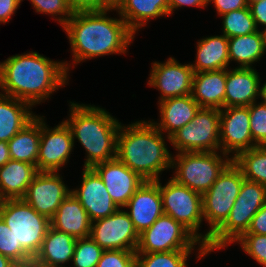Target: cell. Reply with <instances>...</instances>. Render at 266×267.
Returning a JSON list of instances; mask_svg holds the SVG:
<instances>
[{"mask_svg": "<svg viewBox=\"0 0 266 267\" xmlns=\"http://www.w3.org/2000/svg\"><path fill=\"white\" fill-rule=\"evenodd\" d=\"M70 67L67 61H53L33 51L10 56L1 62L0 93L33 107L67 85Z\"/></svg>", "mask_w": 266, "mask_h": 267, "instance_id": "1", "label": "cell"}, {"mask_svg": "<svg viewBox=\"0 0 266 267\" xmlns=\"http://www.w3.org/2000/svg\"><path fill=\"white\" fill-rule=\"evenodd\" d=\"M116 9L79 10L63 26L73 54L74 65L111 54H126L135 34L120 17H108Z\"/></svg>", "mask_w": 266, "mask_h": 267, "instance_id": "2", "label": "cell"}, {"mask_svg": "<svg viewBox=\"0 0 266 267\" xmlns=\"http://www.w3.org/2000/svg\"><path fill=\"white\" fill-rule=\"evenodd\" d=\"M164 136L153 120H139L127 127L121 124L116 158L145 181H157L172 163Z\"/></svg>", "mask_w": 266, "mask_h": 267, "instance_id": "3", "label": "cell"}, {"mask_svg": "<svg viewBox=\"0 0 266 267\" xmlns=\"http://www.w3.org/2000/svg\"><path fill=\"white\" fill-rule=\"evenodd\" d=\"M69 103L70 116L63 121L70 128L74 143L77 139L87 153L84 168L115 159L121 122L98 106Z\"/></svg>", "mask_w": 266, "mask_h": 267, "instance_id": "4", "label": "cell"}, {"mask_svg": "<svg viewBox=\"0 0 266 267\" xmlns=\"http://www.w3.org/2000/svg\"><path fill=\"white\" fill-rule=\"evenodd\" d=\"M266 203V186L244 179L239 195L226 221L204 246L207 254L229 247L250 227L252 218Z\"/></svg>", "mask_w": 266, "mask_h": 267, "instance_id": "5", "label": "cell"}, {"mask_svg": "<svg viewBox=\"0 0 266 267\" xmlns=\"http://www.w3.org/2000/svg\"><path fill=\"white\" fill-rule=\"evenodd\" d=\"M231 162L230 154L217 151L180 152L172 156L171 168L175 169L172 179L203 195Z\"/></svg>", "mask_w": 266, "mask_h": 267, "instance_id": "6", "label": "cell"}, {"mask_svg": "<svg viewBox=\"0 0 266 267\" xmlns=\"http://www.w3.org/2000/svg\"><path fill=\"white\" fill-rule=\"evenodd\" d=\"M0 217L12 231L16 243L34 258L51 226L50 219L39 214L23 199L1 200Z\"/></svg>", "mask_w": 266, "mask_h": 267, "instance_id": "7", "label": "cell"}, {"mask_svg": "<svg viewBox=\"0 0 266 267\" xmlns=\"http://www.w3.org/2000/svg\"><path fill=\"white\" fill-rule=\"evenodd\" d=\"M244 179L241 170L232 161L202 195L203 218L210 225L205 233V245L228 218Z\"/></svg>", "mask_w": 266, "mask_h": 267, "instance_id": "8", "label": "cell"}, {"mask_svg": "<svg viewBox=\"0 0 266 267\" xmlns=\"http://www.w3.org/2000/svg\"><path fill=\"white\" fill-rule=\"evenodd\" d=\"M198 244V260L207 255L202 243L181 223L163 214L150 228L139 234L136 253L194 250Z\"/></svg>", "mask_w": 266, "mask_h": 267, "instance_id": "9", "label": "cell"}, {"mask_svg": "<svg viewBox=\"0 0 266 267\" xmlns=\"http://www.w3.org/2000/svg\"><path fill=\"white\" fill-rule=\"evenodd\" d=\"M169 142L178 153L220 150V109L200 107L194 118L175 132Z\"/></svg>", "mask_w": 266, "mask_h": 267, "instance_id": "10", "label": "cell"}, {"mask_svg": "<svg viewBox=\"0 0 266 267\" xmlns=\"http://www.w3.org/2000/svg\"><path fill=\"white\" fill-rule=\"evenodd\" d=\"M159 179L163 212L188 229L205 246V234L198 233L203 221L202 194L193 191L174 179L168 180L165 186Z\"/></svg>", "mask_w": 266, "mask_h": 267, "instance_id": "11", "label": "cell"}, {"mask_svg": "<svg viewBox=\"0 0 266 267\" xmlns=\"http://www.w3.org/2000/svg\"><path fill=\"white\" fill-rule=\"evenodd\" d=\"M90 237L103 250L136 251L139 243L128 211L120 208L106 218L93 221Z\"/></svg>", "mask_w": 266, "mask_h": 267, "instance_id": "12", "label": "cell"}, {"mask_svg": "<svg viewBox=\"0 0 266 267\" xmlns=\"http://www.w3.org/2000/svg\"><path fill=\"white\" fill-rule=\"evenodd\" d=\"M44 118L40 116L37 170L38 172H59L71 156L74 147L72 133L64 121L51 129L47 127Z\"/></svg>", "mask_w": 266, "mask_h": 267, "instance_id": "13", "label": "cell"}, {"mask_svg": "<svg viewBox=\"0 0 266 267\" xmlns=\"http://www.w3.org/2000/svg\"><path fill=\"white\" fill-rule=\"evenodd\" d=\"M256 146L250 130L249 106L220 109V152L234 154L233 159Z\"/></svg>", "mask_w": 266, "mask_h": 267, "instance_id": "14", "label": "cell"}, {"mask_svg": "<svg viewBox=\"0 0 266 267\" xmlns=\"http://www.w3.org/2000/svg\"><path fill=\"white\" fill-rule=\"evenodd\" d=\"M58 172H38L22 198L28 205L51 219L71 189Z\"/></svg>", "mask_w": 266, "mask_h": 267, "instance_id": "15", "label": "cell"}, {"mask_svg": "<svg viewBox=\"0 0 266 267\" xmlns=\"http://www.w3.org/2000/svg\"><path fill=\"white\" fill-rule=\"evenodd\" d=\"M148 85L161 92L159 102L192 93L193 69L170 57L165 63L153 62Z\"/></svg>", "mask_w": 266, "mask_h": 267, "instance_id": "16", "label": "cell"}, {"mask_svg": "<svg viewBox=\"0 0 266 267\" xmlns=\"http://www.w3.org/2000/svg\"><path fill=\"white\" fill-rule=\"evenodd\" d=\"M92 169L104 182L107 192L119 208H124L145 181L117 158L96 164Z\"/></svg>", "mask_w": 266, "mask_h": 267, "instance_id": "17", "label": "cell"}, {"mask_svg": "<svg viewBox=\"0 0 266 267\" xmlns=\"http://www.w3.org/2000/svg\"><path fill=\"white\" fill-rule=\"evenodd\" d=\"M83 170L80 187L71 189V193L85 208L91 222L110 216L119 207L107 192L99 175L92 168Z\"/></svg>", "mask_w": 266, "mask_h": 267, "instance_id": "18", "label": "cell"}, {"mask_svg": "<svg viewBox=\"0 0 266 267\" xmlns=\"http://www.w3.org/2000/svg\"><path fill=\"white\" fill-rule=\"evenodd\" d=\"M124 208H129V216L138 234L150 228L164 214L159 180L144 181Z\"/></svg>", "mask_w": 266, "mask_h": 267, "instance_id": "19", "label": "cell"}, {"mask_svg": "<svg viewBox=\"0 0 266 267\" xmlns=\"http://www.w3.org/2000/svg\"><path fill=\"white\" fill-rule=\"evenodd\" d=\"M227 68L225 107L250 106L259 97L261 84L253 68Z\"/></svg>", "mask_w": 266, "mask_h": 267, "instance_id": "20", "label": "cell"}, {"mask_svg": "<svg viewBox=\"0 0 266 267\" xmlns=\"http://www.w3.org/2000/svg\"><path fill=\"white\" fill-rule=\"evenodd\" d=\"M159 104L160 122L153 124L170 141V137L180 128L187 125L200 109L192 95L179 96L162 100ZM166 131V132H165Z\"/></svg>", "mask_w": 266, "mask_h": 267, "instance_id": "21", "label": "cell"}, {"mask_svg": "<svg viewBox=\"0 0 266 267\" xmlns=\"http://www.w3.org/2000/svg\"><path fill=\"white\" fill-rule=\"evenodd\" d=\"M76 240L50 226L31 267H64L62 264L72 261Z\"/></svg>", "mask_w": 266, "mask_h": 267, "instance_id": "22", "label": "cell"}, {"mask_svg": "<svg viewBox=\"0 0 266 267\" xmlns=\"http://www.w3.org/2000/svg\"><path fill=\"white\" fill-rule=\"evenodd\" d=\"M91 220L79 200L70 193L50 219L51 227L75 239L90 237Z\"/></svg>", "mask_w": 266, "mask_h": 267, "instance_id": "23", "label": "cell"}, {"mask_svg": "<svg viewBox=\"0 0 266 267\" xmlns=\"http://www.w3.org/2000/svg\"><path fill=\"white\" fill-rule=\"evenodd\" d=\"M227 69L197 72L192 79V98L200 107L225 108Z\"/></svg>", "mask_w": 266, "mask_h": 267, "instance_id": "24", "label": "cell"}, {"mask_svg": "<svg viewBox=\"0 0 266 267\" xmlns=\"http://www.w3.org/2000/svg\"><path fill=\"white\" fill-rule=\"evenodd\" d=\"M37 173L35 165L10 159L0 167V199H22Z\"/></svg>", "mask_w": 266, "mask_h": 267, "instance_id": "25", "label": "cell"}, {"mask_svg": "<svg viewBox=\"0 0 266 267\" xmlns=\"http://www.w3.org/2000/svg\"><path fill=\"white\" fill-rule=\"evenodd\" d=\"M22 100L0 93V141L8 142L37 115Z\"/></svg>", "mask_w": 266, "mask_h": 267, "instance_id": "26", "label": "cell"}, {"mask_svg": "<svg viewBox=\"0 0 266 267\" xmlns=\"http://www.w3.org/2000/svg\"><path fill=\"white\" fill-rule=\"evenodd\" d=\"M129 29L136 34L151 19L169 15L168 0H124L116 9Z\"/></svg>", "mask_w": 266, "mask_h": 267, "instance_id": "27", "label": "cell"}, {"mask_svg": "<svg viewBox=\"0 0 266 267\" xmlns=\"http://www.w3.org/2000/svg\"><path fill=\"white\" fill-rule=\"evenodd\" d=\"M194 73L227 69L229 66L228 38L225 35L208 36L197 42Z\"/></svg>", "mask_w": 266, "mask_h": 267, "instance_id": "28", "label": "cell"}, {"mask_svg": "<svg viewBox=\"0 0 266 267\" xmlns=\"http://www.w3.org/2000/svg\"><path fill=\"white\" fill-rule=\"evenodd\" d=\"M229 65L236 61L241 68H253L266 52V32L262 29L244 36L228 38Z\"/></svg>", "mask_w": 266, "mask_h": 267, "instance_id": "29", "label": "cell"}, {"mask_svg": "<svg viewBox=\"0 0 266 267\" xmlns=\"http://www.w3.org/2000/svg\"><path fill=\"white\" fill-rule=\"evenodd\" d=\"M12 160L33 164L37 167L40 143V116H36L8 142Z\"/></svg>", "mask_w": 266, "mask_h": 267, "instance_id": "30", "label": "cell"}, {"mask_svg": "<svg viewBox=\"0 0 266 267\" xmlns=\"http://www.w3.org/2000/svg\"><path fill=\"white\" fill-rule=\"evenodd\" d=\"M244 178L266 186V146H256L232 159Z\"/></svg>", "mask_w": 266, "mask_h": 267, "instance_id": "31", "label": "cell"}, {"mask_svg": "<svg viewBox=\"0 0 266 267\" xmlns=\"http://www.w3.org/2000/svg\"><path fill=\"white\" fill-rule=\"evenodd\" d=\"M192 250L170 252L136 253V267H187Z\"/></svg>", "mask_w": 266, "mask_h": 267, "instance_id": "32", "label": "cell"}, {"mask_svg": "<svg viewBox=\"0 0 266 267\" xmlns=\"http://www.w3.org/2000/svg\"><path fill=\"white\" fill-rule=\"evenodd\" d=\"M222 19V32L227 38L244 36L258 31L249 7L230 11L222 15Z\"/></svg>", "mask_w": 266, "mask_h": 267, "instance_id": "33", "label": "cell"}, {"mask_svg": "<svg viewBox=\"0 0 266 267\" xmlns=\"http://www.w3.org/2000/svg\"><path fill=\"white\" fill-rule=\"evenodd\" d=\"M0 253L19 267H31L33 257L21 246L16 243L15 236L9 227L0 217Z\"/></svg>", "mask_w": 266, "mask_h": 267, "instance_id": "34", "label": "cell"}, {"mask_svg": "<svg viewBox=\"0 0 266 267\" xmlns=\"http://www.w3.org/2000/svg\"><path fill=\"white\" fill-rule=\"evenodd\" d=\"M103 249L91 237L76 240L72 258L74 267H96Z\"/></svg>", "mask_w": 266, "mask_h": 267, "instance_id": "35", "label": "cell"}, {"mask_svg": "<svg viewBox=\"0 0 266 267\" xmlns=\"http://www.w3.org/2000/svg\"><path fill=\"white\" fill-rule=\"evenodd\" d=\"M23 0H21L22 2ZM34 6L36 13L49 14L54 17L63 27L71 19L75 10L69 0H29Z\"/></svg>", "mask_w": 266, "mask_h": 267, "instance_id": "36", "label": "cell"}, {"mask_svg": "<svg viewBox=\"0 0 266 267\" xmlns=\"http://www.w3.org/2000/svg\"><path fill=\"white\" fill-rule=\"evenodd\" d=\"M250 130L257 146H266V105L255 101L249 106Z\"/></svg>", "mask_w": 266, "mask_h": 267, "instance_id": "37", "label": "cell"}, {"mask_svg": "<svg viewBox=\"0 0 266 267\" xmlns=\"http://www.w3.org/2000/svg\"><path fill=\"white\" fill-rule=\"evenodd\" d=\"M235 242L258 264L266 267V235L242 234Z\"/></svg>", "mask_w": 266, "mask_h": 267, "instance_id": "38", "label": "cell"}, {"mask_svg": "<svg viewBox=\"0 0 266 267\" xmlns=\"http://www.w3.org/2000/svg\"><path fill=\"white\" fill-rule=\"evenodd\" d=\"M96 267H136V251L104 250Z\"/></svg>", "mask_w": 266, "mask_h": 267, "instance_id": "39", "label": "cell"}, {"mask_svg": "<svg viewBox=\"0 0 266 267\" xmlns=\"http://www.w3.org/2000/svg\"><path fill=\"white\" fill-rule=\"evenodd\" d=\"M214 3L218 15L222 16L230 11L249 7L246 0H207V4Z\"/></svg>", "mask_w": 266, "mask_h": 267, "instance_id": "40", "label": "cell"}, {"mask_svg": "<svg viewBox=\"0 0 266 267\" xmlns=\"http://www.w3.org/2000/svg\"><path fill=\"white\" fill-rule=\"evenodd\" d=\"M244 234L266 235V203L252 218L250 227Z\"/></svg>", "mask_w": 266, "mask_h": 267, "instance_id": "41", "label": "cell"}, {"mask_svg": "<svg viewBox=\"0 0 266 267\" xmlns=\"http://www.w3.org/2000/svg\"><path fill=\"white\" fill-rule=\"evenodd\" d=\"M20 3L21 0H0V23H8Z\"/></svg>", "mask_w": 266, "mask_h": 267, "instance_id": "42", "label": "cell"}, {"mask_svg": "<svg viewBox=\"0 0 266 267\" xmlns=\"http://www.w3.org/2000/svg\"><path fill=\"white\" fill-rule=\"evenodd\" d=\"M253 19L258 30H260L258 25H264L263 29L266 32V0H262L257 3H253L249 6Z\"/></svg>", "mask_w": 266, "mask_h": 267, "instance_id": "43", "label": "cell"}, {"mask_svg": "<svg viewBox=\"0 0 266 267\" xmlns=\"http://www.w3.org/2000/svg\"><path fill=\"white\" fill-rule=\"evenodd\" d=\"M75 11L103 10V0H69Z\"/></svg>", "mask_w": 266, "mask_h": 267, "instance_id": "44", "label": "cell"}, {"mask_svg": "<svg viewBox=\"0 0 266 267\" xmlns=\"http://www.w3.org/2000/svg\"><path fill=\"white\" fill-rule=\"evenodd\" d=\"M169 1V15L177 8L182 6L207 7V0H168Z\"/></svg>", "mask_w": 266, "mask_h": 267, "instance_id": "45", "label": "cell"}, {"mask_svg": "<svg viewBox=\"0 0 266 267\" xmlns=\"http://www.w3.org/2000/svg\"><path fill=\"white\" fill-rule=\"evenodd\" d=\"M10 159L8 143L0 141V167H2Z\"/></svg>", "mask_w": 266, "mask_h": 267, "instance_id": "46", "label": "cell"}, {"mask_svg": "<svg viewBox=\"0 0 266 267\" xmlns=\"http://www.w3.org/2000/svg\"><path fill=\"white\" fill-rule=\"evenodd\" d=\"M124 0H103L104 9H117Z\"/></svg>", "mask_w": 266, "mask_h": 267, "instance_id": "47", "label": "cell"}, {"mask_svg": "<svg viewBox=\"0 0 266 267\" xmlns=\"http://www.w3.org/2000/svg\"><path fill=\"white\" fill-rule=\"evenodd\" d=\"M0 267H19V266L15 262H13L10 258L0 253Z\"/></svg>", "mask_w": 266, "mask_h": 267, "instance_id": "48", "label": "cell"}, {"mask_svg": "<svg viewBox=\"0 0 266 267\" xmlns=\"http://www.w3.org/2000/svg\"><path fill=\"white\" fill-rule=\"evenodd\" d=\"M261 97V100L263 104L266 105V82H264L263 86L259 85V98Z\"/></svg>", "mask_w": 266, "mask_h": 267, "instance_id": "49", "label": "cell"}, {"mask_svg": "<svg viewBox=\"0 0 266 267\" xmlns=\"http://www.w3.org/2000/svg\"><path fill=\"white\" fill-rule=\"evenodd\" d=\"M246 1H247L248 6H250L251 4L260 2L262 0H246Z\"/></svg>", "mask_w": 266, "mask_h": 267, "instance_id": "50", "label": "cell"}]
</instances>
